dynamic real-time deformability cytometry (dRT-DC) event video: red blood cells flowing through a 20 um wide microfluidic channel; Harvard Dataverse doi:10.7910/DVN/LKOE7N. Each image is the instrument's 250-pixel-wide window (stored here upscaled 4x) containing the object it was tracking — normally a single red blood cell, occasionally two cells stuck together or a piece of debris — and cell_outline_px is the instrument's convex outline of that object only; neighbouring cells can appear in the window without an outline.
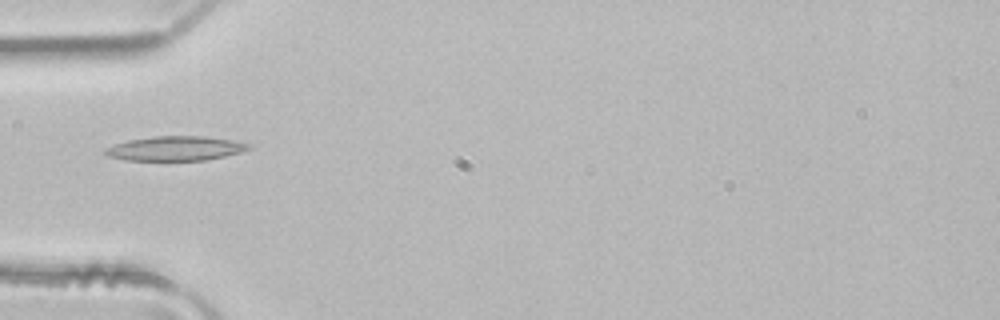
{"species": "common noctule bat (a hibernating species)", "species_latin": "Nyctalus noctula", "temperature_condition": "room temperature", "stored_images_in_passage": 3, "camera_frame_rate_fps": 3000, "um_per_image_px": 0.085, "animal": {"sex": "male", "body_mass_g": 21.5, "forearm_length_mm": 52.0}, "frame": {"image": 1, "passage_image": 3, "time_ms": 0.667, "image_size_px": [1000, 320], "cell_outline_px": [[252, 148], [240, 152], [224, 156], [204, 160], [124, 160], [108, 156], [104, 152], [104, 148], [128, 140], [152, 136], [204, 136], [232, 140], [252, 144]], "centroid_in_image_um": [14.91, 12.61], "position_along_channel_um": 70.1, "area_um2": 20.4}}